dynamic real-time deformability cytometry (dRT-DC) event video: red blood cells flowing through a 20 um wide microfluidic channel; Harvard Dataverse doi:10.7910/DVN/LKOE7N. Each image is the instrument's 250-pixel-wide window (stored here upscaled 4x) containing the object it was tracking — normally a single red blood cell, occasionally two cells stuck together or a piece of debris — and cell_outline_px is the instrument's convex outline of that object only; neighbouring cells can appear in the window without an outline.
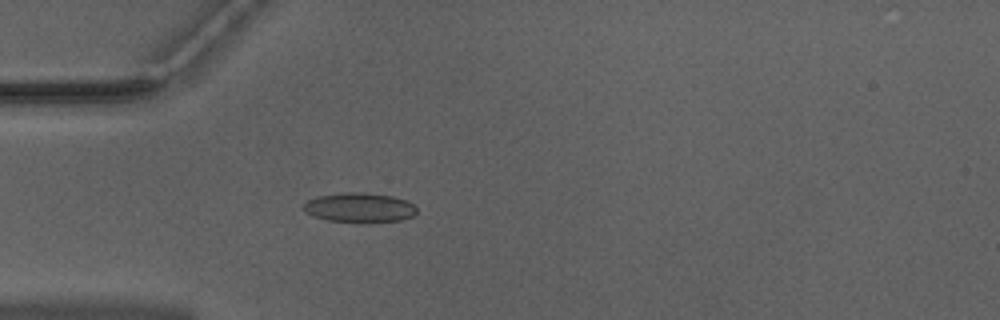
{"species": "Egyptian fruit bat (a non-hibernating species)", "species_latin": "Rousettus aegyptiacus", "temperature_condition": "warm", "stored_images_in_passage": 37, "camera_frame_rate_fps": 3000, "um_per_image_px": 0.085, "animal": {"sex": "male"}, "frame": {"image": 1, "passage_image": 1, "time_ms": 0.0, "image_size_px": [1000, 320], "cell_outline_px": [[416, 212], [412, 216], [400, 220], [364, 224], [328, 220], [312, 216], [304, 212], [304, 204], [308, 200], [316, 196], [340, 192], [364, 192], [392, 196], [408, 200], [416, 208]], "centroid_in_image_um": [30.54, 17.65], "position_along_channel_um": 54.5, "area_um2": 20.0}}
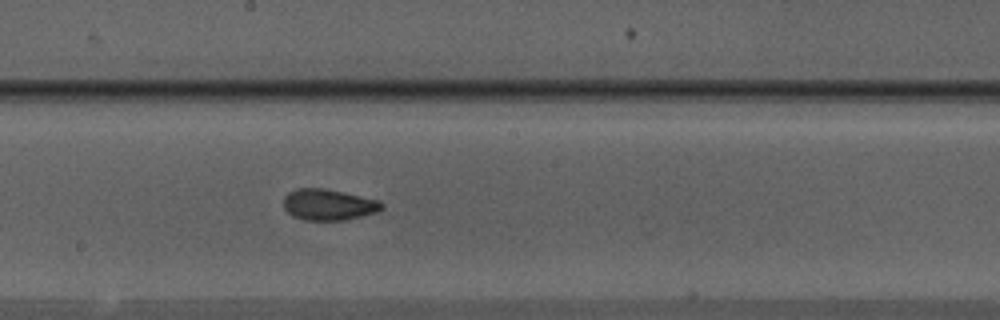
{"frame": {"image": 2, "passage_image": 14, "time_ms": 4.333, "image_size_px": [1000, 320], "cell_outline_px": [[384, 208], [376, 212], [344, 220], [304, 220], [292, 216], [284, 208], [284, 196], [288, 192], [296, 188], [324, 188], [344, 192], [380, 200], [384, 204]], "centroid_in_image_um": [27.92, 17.38], "position_along_channel_um": 220.3, "area_um2": 17.92}}
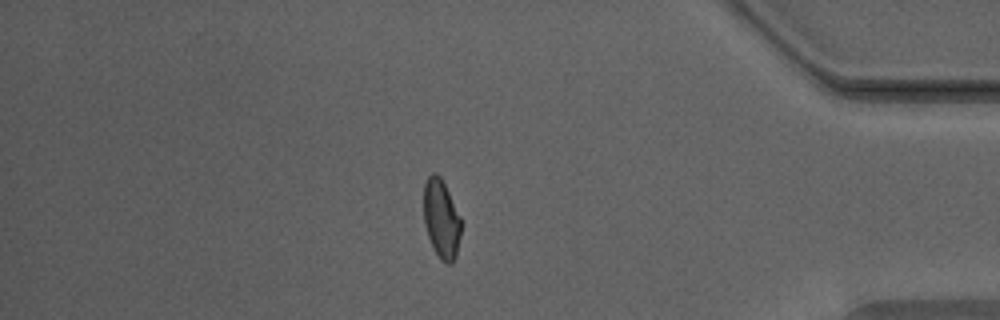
{"frame": {"image": 3, "passage_image": 30, "time_ms": 9.667, "image_size_px": [1000, 320], "cell_outline_px": [[460, 236], [456, 256], [452, 264], [448, 264], [440, 260], [428, 236], [424, 224], [424, 184], [428, 176], [432, 172], [436, 172], [440, 176], [460, 216]], "centroid_in_image_um": [37.5, 18.61], "position_along_channel_um": 397.7, "area_um2": 16.99}, "authors_computed_cell_mechanics": {"area_um2": 17.629, "velocity_mm_per_s": 3.9839, "shape_relaxation_time_tau1_ms": 7.6787, "shape_relaxation_time_tau2_ms": 1.6223, "deformation_change_tau1": 0.1756, "deformation_change_tau2": 0.0744}}